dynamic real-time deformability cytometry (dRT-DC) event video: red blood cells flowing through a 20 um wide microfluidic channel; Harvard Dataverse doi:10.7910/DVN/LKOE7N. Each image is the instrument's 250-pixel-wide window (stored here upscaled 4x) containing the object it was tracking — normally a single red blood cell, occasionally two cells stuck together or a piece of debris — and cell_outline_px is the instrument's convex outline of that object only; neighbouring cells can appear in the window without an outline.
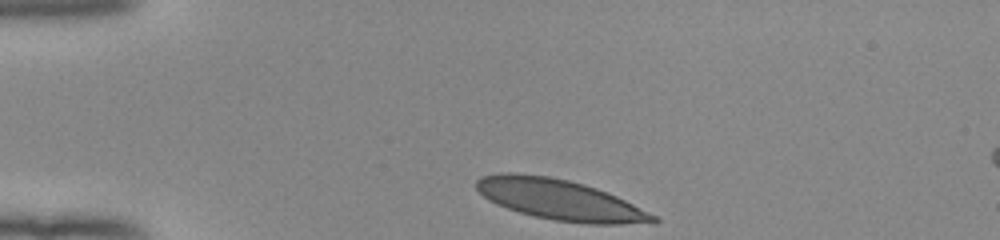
{"species": "human", "species_latin": "Homo sapiens", "temperature_condition": "room temperature", "stored_images_in_passage": 33, "camera_frame_rate_fps": 3000, "um_per_image_px": 0.085, "donor": {"sex": "female"}, "frame": {"image": 1, "passage_image": 1, "time_ms": 0.0, "image_size_px": [1000, 240], "cell_outline_px": [[660, 220], [656, 224], [588, 224], [556, 220], [532, 216], [496, 204], [488, 200], [476, 188], [476, 180], [480, 176], [500, 172], [516, 172], [548, 176], [568, 180], [584, 184], [608, 192], [656, 216]], "centroid_in_image_um": [47.58, 16.97], "position_along_channel_um": 37.4, "area_um2": 41.91}}
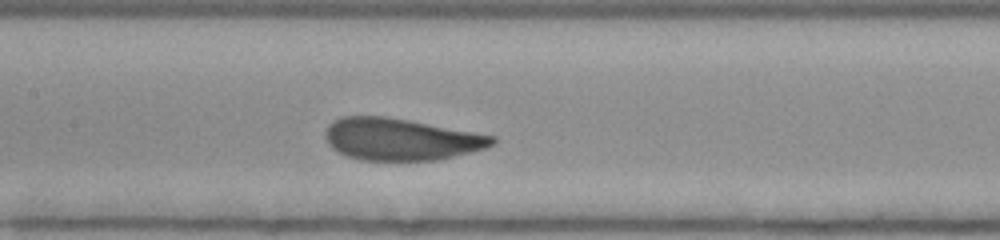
{"frame": {"image": 2, "passage_image": 15, "time_ms": 4.667, "image_size_px": [1000, 240], "cell_outline_px": [[496, 144], [472, 152], [436, 160], [360, 160], [344, 156], [332, 148], [328, 144], [324, 136], [324, 132], [328, 124], [332, 120], [340, 116], [384, 116], [408, 120], [496, 136]], "centroid_in_image_um": [34.02, 11.84], "position_along_channel_um": 173.4, "area_um2": 41.04}}
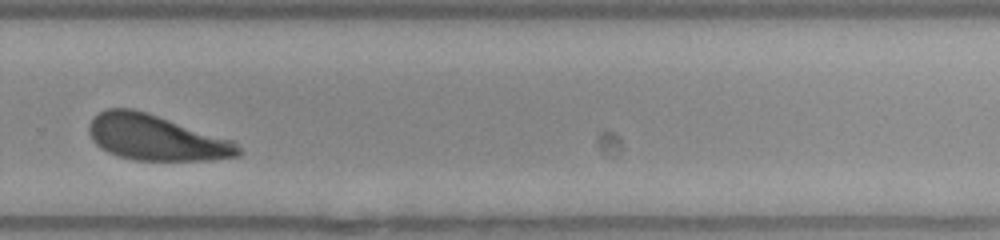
{"frame": {"image": 3, "passage_image": 26, "time_ms": 8.333, "image_size_px": [1000, 240], "cell_outline_px": [[244, 152], [240, 156], [208, 160], [136, 160], [120, 156], [108, 152], [100, 148], [92, 140], [88, 132], [88, 124], [92, 116], [108, 108], [132, 108], [232, 140]], "centroid_in_image_um": [13.23, 11.71], "position_along_channel_um": 316.6, "area_um2": 39.36}, "authors_computed_cell_mechanics": {"area_um2": 41.4426, "velocity_mm_per_s": 3.9253, "shape_relaxation_time_tau1_ms": 3.1927, "shape_relaxation_time_tau2_ms": null, "deformation_change_tau1": 0.166, "deformation_change_tau2": null}}